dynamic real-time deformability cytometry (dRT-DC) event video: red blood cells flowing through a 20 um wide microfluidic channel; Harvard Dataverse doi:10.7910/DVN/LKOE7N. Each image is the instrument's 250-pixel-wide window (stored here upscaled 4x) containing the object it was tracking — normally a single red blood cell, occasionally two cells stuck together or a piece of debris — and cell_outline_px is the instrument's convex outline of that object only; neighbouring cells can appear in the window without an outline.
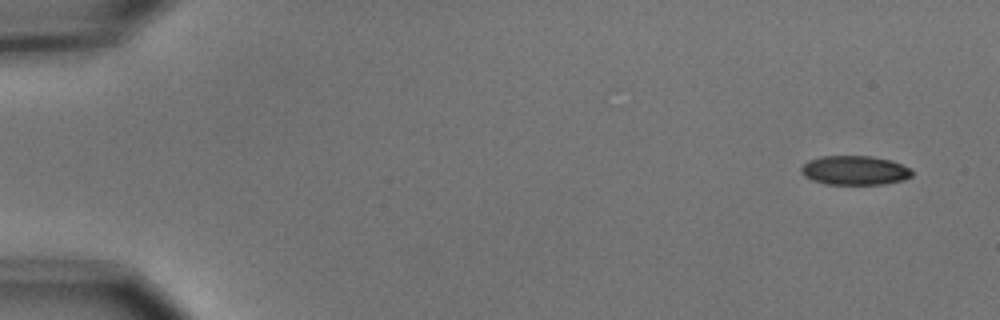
{"species": "common noctule bat (a hibernating species)", "species_latin": "Nyctalus noctula", "temperature_condition": "cold", "stored_images_in_passage": 5, "camera_frame_rate_fps": 3000, "um_per_image_px": 0.085, "animal": {"sex": "male", "body_mass_g": 15.6}, "frame": {"image": 1, "passage_image": 1, "time_ms": 0.0, "image_size_px": [1000, 320], "cell_outline_px": [[912, 176], [904, 180], [884, 184], [824, 184], [812, 180], [804, 176], [800, 172], [800, 168], [808, 160], [820, 156], [872, 156], [892, 160], [908, 168], [912, 172]], "centroid_in_image_um": [72.62, 14.48], "position_along_channel_um": 12.4, "area_um2": 18.96}}
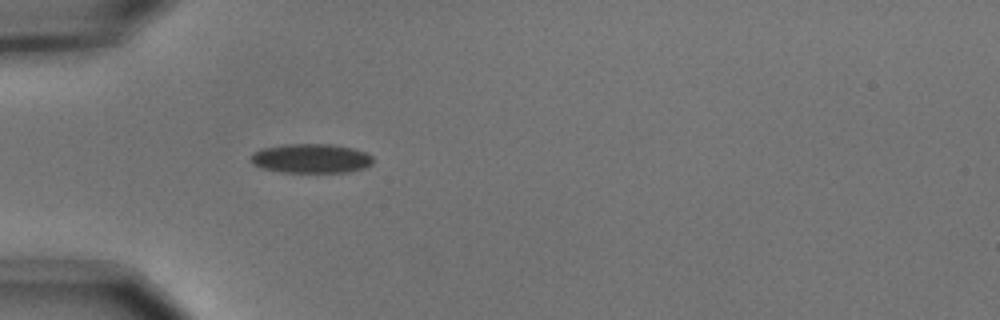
{"frame": {"image": 2, "passage_image": 5, "time_ms": 1.333, "image_size_px": [1000, 320], "cell_outline_px": [[372, 164], [364, 168], [348, 172], [284, 172], [264, 168], [252, 164], [252, 152], [260, 148], [288, 144], [332, 144], [356, 148], [372, 156]], "centroid_in_image_um": [26.46, 13.46], "position_along_channel_um": 58.5, "area_um2": 20.87}}